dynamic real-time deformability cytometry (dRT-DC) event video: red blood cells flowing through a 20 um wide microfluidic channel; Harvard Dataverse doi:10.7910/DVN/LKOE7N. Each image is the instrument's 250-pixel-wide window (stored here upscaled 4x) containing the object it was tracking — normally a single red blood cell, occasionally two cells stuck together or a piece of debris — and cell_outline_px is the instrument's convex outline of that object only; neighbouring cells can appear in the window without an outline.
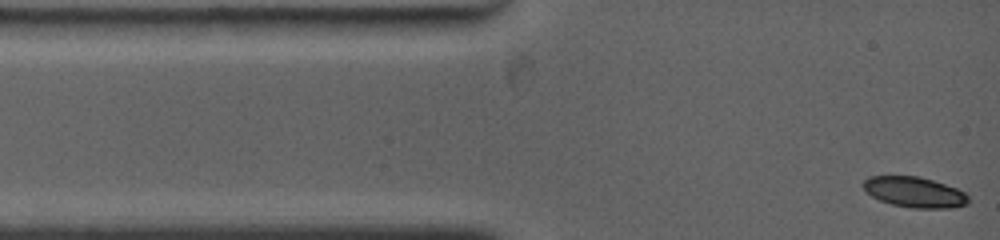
{"species": "common noctule bat (a hibernating species)", "species_latin": "Nyctalus noctula", "temperature_condition": "warm", "stored_images_in_passage": 28, "camera_frame_rate_fps": 4500, "um_per_image_px": 0.085, "animal": {"sex": "female", "body_mass_g": 19.0, "forearm_length_mm": 53.3}, "frame": {"image": 1, "passage_image": 1, "time_ms": 0.0, "image_size_px": [1000, 240], "cell_outline_px": [[968, 204], [952, 208], [912, 208], [892, 204], [880, 200], [872, 196], [860, 184], [868, 176], [920, 176], [956, 188], [964, 192], [968, 196]], "centroid_in_image_um": [77.72, 16.33], "position_along_channel_um": 7.3, "area_um2": 18.67}}
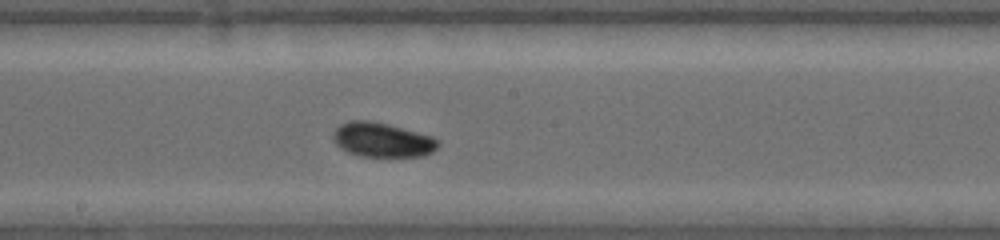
{"frame": {"image": 2, "passage_image": 16, "time_ms": 6.667, "image_size_px": [1000, 240], "cell_outline_px": [[440, 144], [432, 152], [424, 156], [360, 156], [348, 152], [340, 148], [332, 140], [332, 132], [340, 124], [352, 120], [368, 120], [388, 124], [432, 136], [440, 140]], "centroid_in_image_um": [32.48, 11.88], "position_along_channel_um": 215.7, "area_um2": 21.15}}
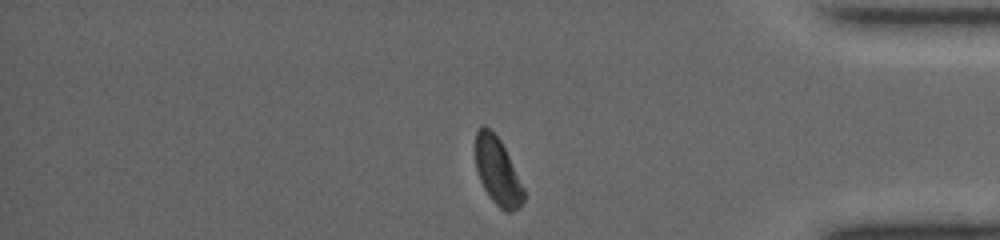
{"frame": {"image": 3, "passage_image": 28, "time_ms": 12.0, "image_size_px": [1000, 240], "cell_outline_px": [[524, 200], [512, 212], [504, 212], [492, 200], [484, 188], [480, 180], [476, 168], [476, 132], [484, 124], [500, 140], [524, 188]], "centroid_in_image_um": [42.29, 14.58], "position_along_channel_um": 392.9, "area_um2": 18.44}, "authors_computed_cell_mechanics": {"area_um2": 19.9988, "velocity_mm_per_s": 3.8018, "shape_relaxation_time_tau1_ms": 2.6823, "shape_relaxation_time_tau2_ms": 10.6239, "deformation_change_tau1": 0.0961, "deformation_change_tau2": 0.1019}}